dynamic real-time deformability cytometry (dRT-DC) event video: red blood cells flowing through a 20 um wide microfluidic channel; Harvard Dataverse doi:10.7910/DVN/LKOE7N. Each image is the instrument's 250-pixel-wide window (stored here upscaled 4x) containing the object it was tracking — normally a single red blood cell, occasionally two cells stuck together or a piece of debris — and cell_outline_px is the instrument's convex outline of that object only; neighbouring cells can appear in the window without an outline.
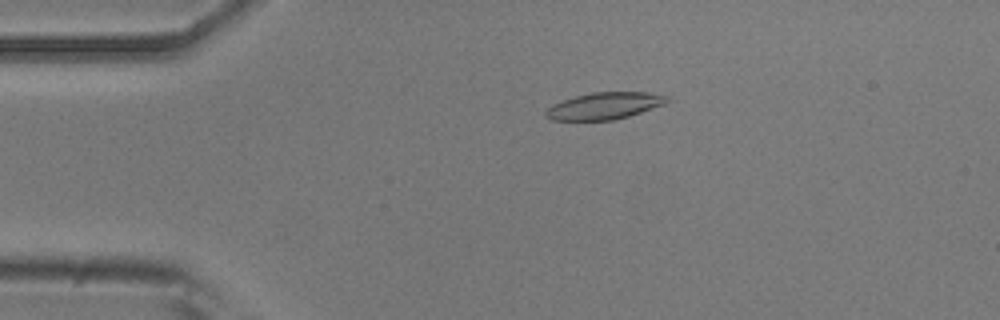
{"species": "common noctule bat (a hibernating species)", "species_latin": "Nyctalus noctula", "temperature_condition": "room temperature", "stored_images_in_passage": 49, "camera_frame_rate_fps": 3000, "um_per_image_px": 0.085, "animal": {"sex": "male", "body_mass_g": 20.5, "forearm_length_mm": 52.5}, "frame": {"image": 1, "passage_image": 7, "time_ms": 2.0, "image_size_px": [1000, 320], "cell_outline_px": [[672, 100], [664, 104], [628, 116], [612, 120], [552, 120], [544, 116], [544, 112], [552, 104], [576, 96], [592, 92], [648, 92], [668, 96]], "centroid_in_image_um": [51.38, 8.99], "position_along_channel_um": 33.6, "area_um2": 18.9}}
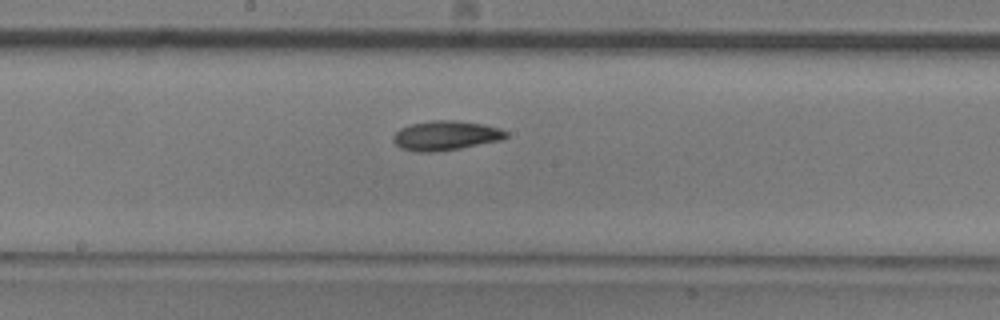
{"frame": {"image": 2, "passage_image": 24, "time_ms": 7.667, "image_size_px": [1000, 320], "cell_outline_px": [[508, 136], [500, 140], [460, 148], [436, 152], [416, 152], [400, 148], [392, 140], [392, 136], [400, 128], [412, 124], [432, 120], [456, 120], [484, 124], [500, 128], [508, 132]], "centroid_in_image_um": [37.87, 11.52], "position_along_channel_um": 210.3, "area_um2": 19.48}}
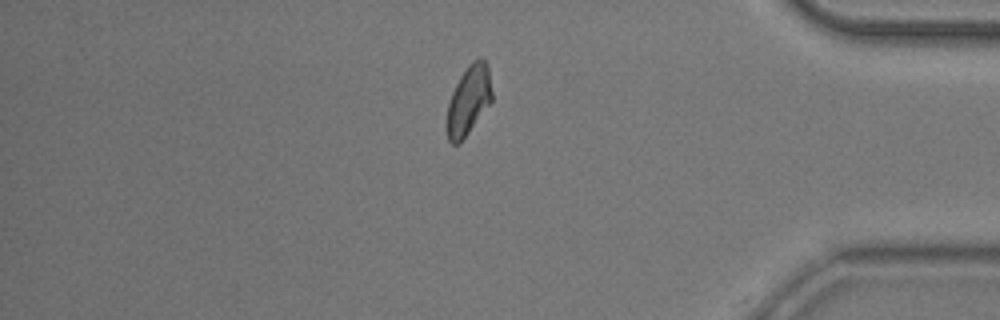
{"frame": {"image": 3, "passage_image": 41, "time_ms": 13.333, "image_size_px": [1000, 320], "cell_outline_px": [[492, 100], [460, 144], [452, 144], [448, 140], [448, 104], [452, 92], [460, 76], [472, 60], [480, 56], [488, 64], [492, 92]], "centroid_in_image_um": [39.85, 8.49], "position_along_channel_um": 395.3, "area_um2": 17.98}, "authors_computed_cell_mechanics": {"area_um2": 18.6694, "velocity_mm_per_s": 3.7949, "shape_relaxation_time_tau1_ms": 4.6418, "shape_relaxation_time_tau2_ms": 9.6882, "deformation_change_tau1": 0.1462, "deformation_change_tau2": 0.1536}}